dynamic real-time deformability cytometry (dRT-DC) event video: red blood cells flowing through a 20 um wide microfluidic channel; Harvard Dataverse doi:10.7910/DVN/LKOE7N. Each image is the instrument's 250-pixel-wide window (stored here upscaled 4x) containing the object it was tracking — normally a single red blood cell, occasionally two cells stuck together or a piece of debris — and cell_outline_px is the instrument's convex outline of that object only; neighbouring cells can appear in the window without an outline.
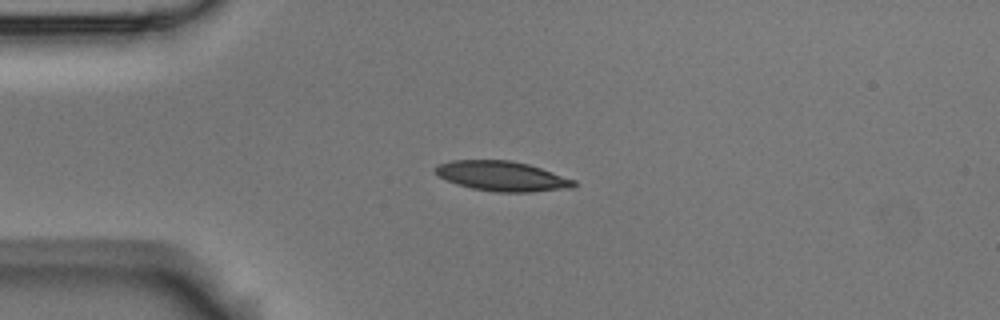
{"species": "Egyptian fruit bat (a non-hibernating species)", "species_latin": "Rousettus aegyptiacus", "temperature_condition": "room temperature", "stored_images_in_passage": 3, "camera_frame_rate_fps": 3000, "um_per_image_px": 0.085, "animal": {"sex": "male"}, "frame": {"image": 1, "passage_image": 2, "time_ms": 0.333, "image_size_px": [1000, 320], "cell_outline_px": [[576, 184], [572, 188], [532, 192], [496, 192], [472, 188], [456, 184], [440, 176], [432, 168], [436, 164], [452, 160], [508, 160], [528, 164], [576, 180]], "centroid_in_image_um": [42.67, 14.97], "position_along_channel_um": 42.3, "area_um2": 24.1}}